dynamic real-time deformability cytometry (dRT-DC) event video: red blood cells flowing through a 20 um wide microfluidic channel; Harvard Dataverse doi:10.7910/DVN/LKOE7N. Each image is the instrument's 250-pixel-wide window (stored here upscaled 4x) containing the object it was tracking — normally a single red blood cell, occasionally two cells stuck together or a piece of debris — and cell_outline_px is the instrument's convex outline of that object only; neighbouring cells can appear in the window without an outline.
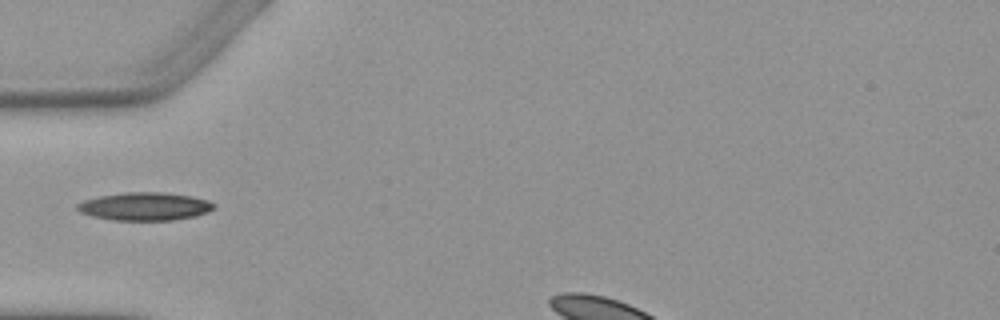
{"species": "Egyptian fruit bat (a non-hibernating species)", "species_latin": "Rousettus aegyptiacus", "temperature_condition": "warm", "stored_images_in_passage": 2, "camera_frame_rate_fps": 3000, "um_per_image_px": 0.085, "animal": {"sex": "female"}, "frame": {"image": 1, "passage_image": 1, "time_ms": 0.0, "image_size_px": [1000, 320], "cell_outline_px": [[216, 204], [208, 212], [196, 216], [172, 220], [112, 220], [92, 216], [80, 212], [76, 208], [76, 204], [84, 200], [100, 196], [124, 192], [164, 192], [192, 196], [208, 200]], "centroid_in_image_um": [12.31, 17.54], "position_along_channel_um": 72.7, "area_um2": 22.37}}